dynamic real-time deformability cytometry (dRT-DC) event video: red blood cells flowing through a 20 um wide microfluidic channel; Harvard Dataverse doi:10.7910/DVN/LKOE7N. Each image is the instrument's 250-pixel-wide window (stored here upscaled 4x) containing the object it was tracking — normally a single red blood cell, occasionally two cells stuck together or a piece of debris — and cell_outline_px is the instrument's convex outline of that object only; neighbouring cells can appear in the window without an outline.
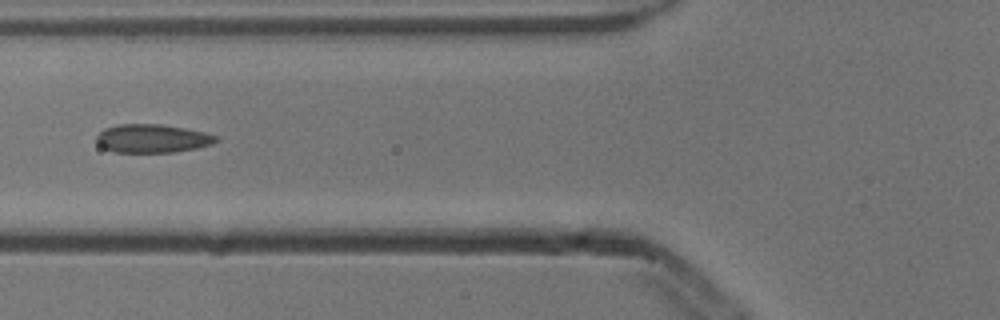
{"species": "common noctule bat (a hibernating species)", "species_latin": "Nyctalus noctula", "temperature_condition": "cold", "stored_images_in_passage": 6, "camera_frame_rate_fps": 3000, "um_per_image_px": 0.085, "animal": {"sex": "male", "body_mass_g": 13.3}, "frame": {"image": 1, "passage_image": 5, "time_ms": 1.333, "image_size_px": [1000, 320], "cell_outline_px": [[220, 140], [212, 144], [196, 148], [176, 152], [112, 152], [104, 148], [96, 140], [96, 136], [104, 128], [120, 124], [160, 124], [184, 128], [204, 132], [220, 136]], "centroid_in_image_um": [12.98, 11.77], "position_along_channel_um": 112.8, "area_um2": 19.88}}
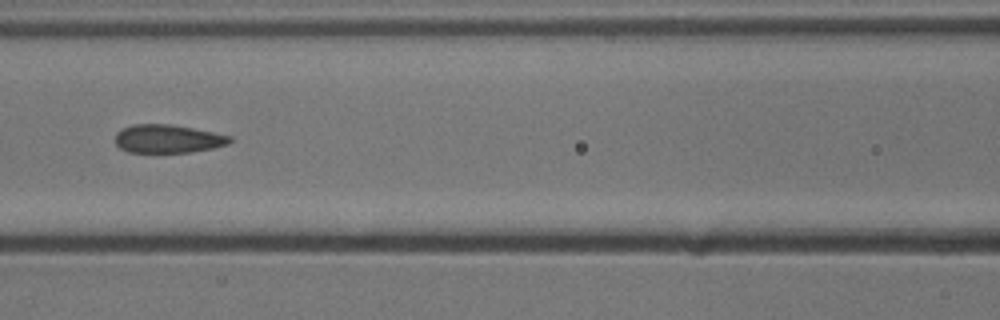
{"frame": {"image": 2, "passage_image": 6, "time_ms": 1.667, "image_size_px": [1000, 320], "cell_outline_px": [[232, 140], [228, 144], [212, 148], [192, 152], [128, 152], [120, 148], [116, 144], [116, 132], [132, 124], [172, 124], [232, 136]], "centroid_in_image_um": [14.26, 11.79], "position_along_channel_um": 152.3, "area_um2": 18.84}}